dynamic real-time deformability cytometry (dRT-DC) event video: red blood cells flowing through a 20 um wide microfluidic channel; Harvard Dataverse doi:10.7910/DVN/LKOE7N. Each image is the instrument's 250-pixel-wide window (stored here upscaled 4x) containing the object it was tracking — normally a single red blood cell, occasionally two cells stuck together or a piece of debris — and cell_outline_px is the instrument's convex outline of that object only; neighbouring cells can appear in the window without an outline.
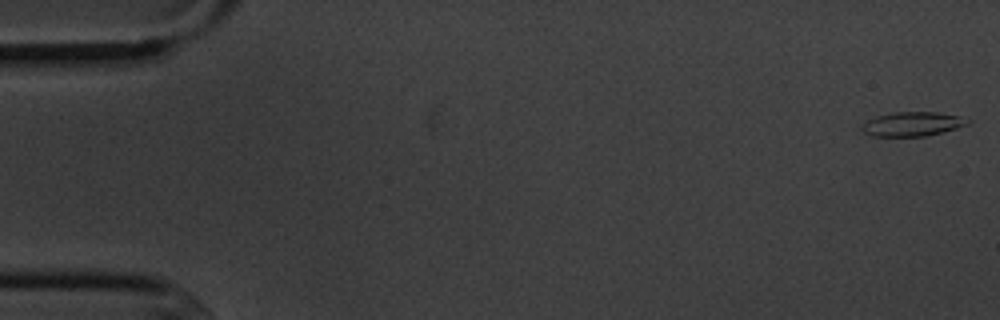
{"species": "common noctule bat (a hibernating species)", "species_latin": "Nyctalus noctula", "temperature_condition": "cold", "stored_images_in_passage": 6, "camera_frame_rate_fps": 3000, "um_per_image_px": 0.085, "animal": {"sex": "male", "body_mass_g": 20.1, "forearm_length_mm": 53.5}, "frame": {"image": 1, "passage_image": 1, "time_ms": 0.0, "image_size_px": [1000, 320], "cell_outline_px": [[972, 120], [968, 124], [956, 128], [924, 136], [872, 136], [864, 132], [864, 124], [868, 120], [876, 116], [896, 112], [936, 112], [960, 116]], "centroid_in_image_um": [77.6, 10.53], "position_along_channel_um": 7.4, "area_um2": 14.62}}
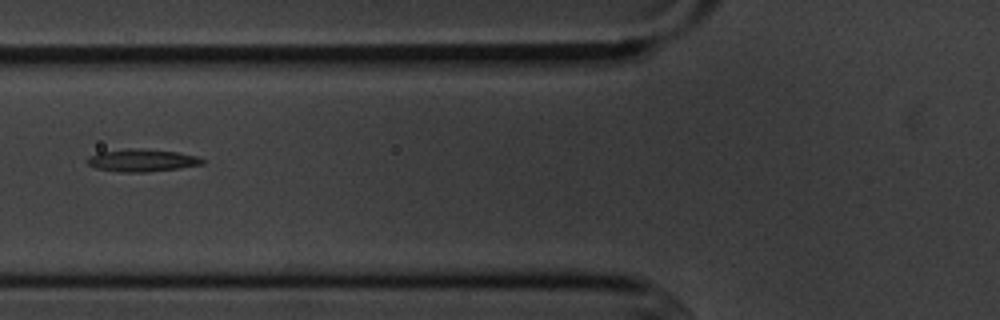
{"frame": {"image": 2, "passage_image": 6, "time_ms": 6.667, "image_size_px": [1000, 320], "cell_outline_px": [[204, 164], [180, 168], [148, 172], [120, 172], [96, 168], [88, 164], [84, 160], [88, 156], [96, 152], [128, 148], [144, 148], [176, 152], [196, 156], [204, 160]], "centroid_in_image_um": [12.01, 13.62], "position_along_channel_um": 113.8, "area_um2": 15.32}}